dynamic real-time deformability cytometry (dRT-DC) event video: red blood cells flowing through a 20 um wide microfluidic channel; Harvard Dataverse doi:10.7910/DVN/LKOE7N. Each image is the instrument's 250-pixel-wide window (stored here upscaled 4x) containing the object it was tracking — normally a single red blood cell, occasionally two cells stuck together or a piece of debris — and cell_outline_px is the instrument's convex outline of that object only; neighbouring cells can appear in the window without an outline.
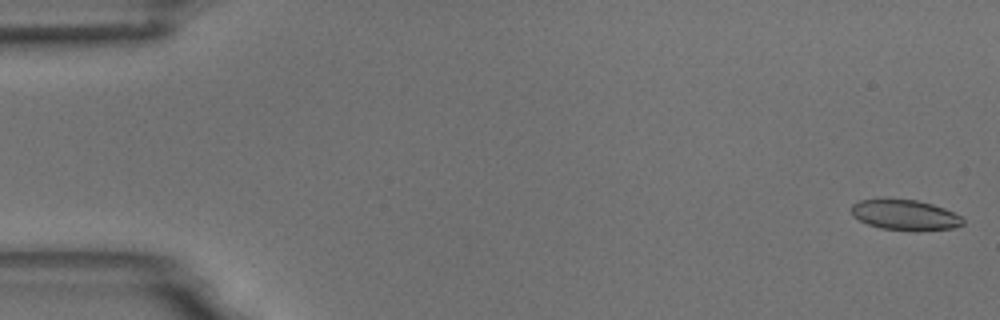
{"species": "common noctule bat (a hibernating species)", "species_latin": "Nyctalus noctula", "temperature_condition": "room temperature", "stored_images_in_passage": 6, "segment_of_instrument_passage": [1, 2], "camera_frame_rate_fps": 3000, "um_per_image_px": 0.085, "animal": {"sex": "male", "body_mass_g": 18.8}, "frame": {"image": 1, "passage_image": 1, "time_ms": 0.0, "image_size_px": [1000, 320], "cell_outline_px": [[964, 224], [952, 228], [916, 232], [880, 228], [868, 224], [852, 216], [852, 204], [860, 200], [916, 200], [932, 204], [944, 208], [960, 216], [964, 220]], "centroid_in_image_um": [76.95, 18.3], "position_along_channel_um": 8.1, "area_um2": 19.65}}